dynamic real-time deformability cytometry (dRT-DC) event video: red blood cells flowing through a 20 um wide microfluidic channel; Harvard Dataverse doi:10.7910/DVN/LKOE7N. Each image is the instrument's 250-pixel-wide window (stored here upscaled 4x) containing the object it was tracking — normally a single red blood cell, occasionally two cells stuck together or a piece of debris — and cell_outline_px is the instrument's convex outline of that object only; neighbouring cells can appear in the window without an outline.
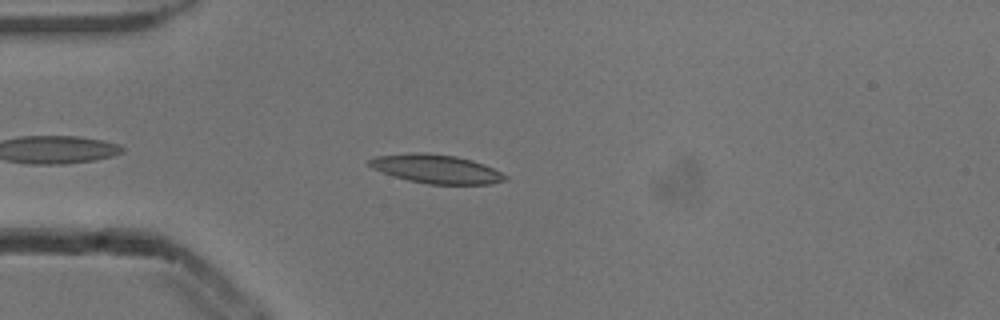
{"species": "common noctule bat (a hibernating species)", "species_latin": "Nyctalus noctula", "temperature_condition": "cold", "stored_images_in_passage": 33, "camera_frame_rate_fps": 3000, "um_per_image_px": 0.085, "animal": {"sex": "male", "body_mass_g": 13.3}, "frame": {"image": 1, "passage_image": 5, "time_ms": 1.333, "image_size_px": [1000, 320], "cell_outline_px": [[508, 180], [488, 184], [428, 184], [408, 180], [372, 168], [368, 164], [368, 160], [376, 156], [456, 156], [472, 160], [484, 164], [508, 176]], "centroid_in_image_um": [37.2, 14.43], "position_along_channel_um": 47.8, "area_um2": 21.33}}
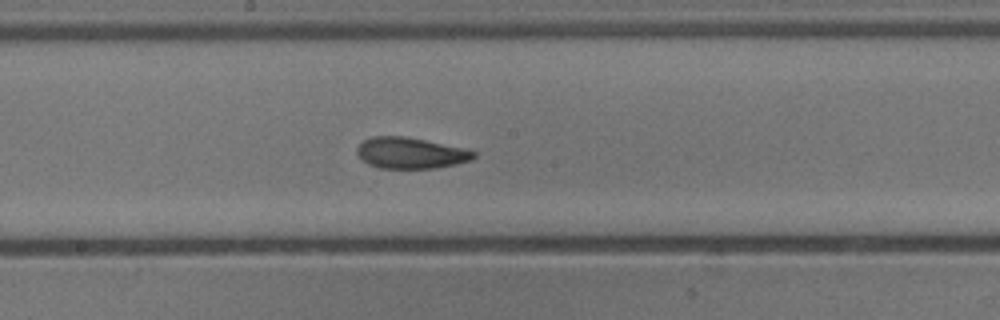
{"frame": {"image": 2, "passage_image": 19, "time_ms": 6.0, "image_size_px": [1000, 320], "cell_outline_px": [[476, 156], [472, 160], [456, 164], [436, 168], [380, 168], [368, 164], [356, 152], [356, 148], [364, 140], [372, 136], [404, 136], [424, 140], [460, 148], [476, 152]], "centroid_in_image_um": [34.88, 13.01], "position_along_channel_um": 213.3, "area_um2": 20.87}}
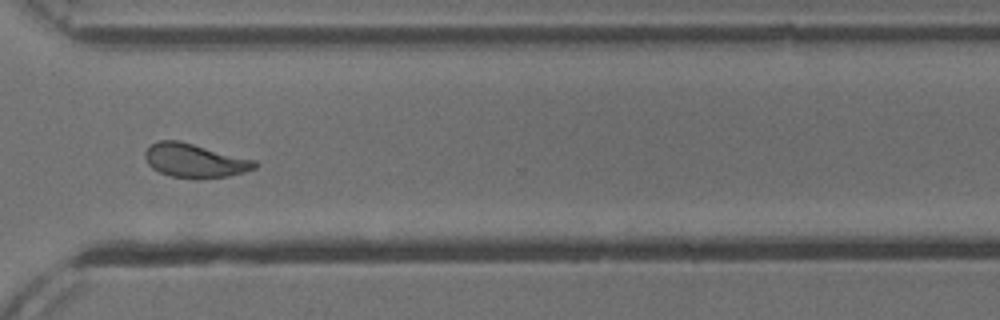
{"frame": {"image": 3, "passage_image": 30, "time_ms": 9.667, "image_size_px": [1000, 320], "cell_outline_px": [[260, 164], [256, 168], [244, 172], [228, 176], [196, 180], [172, 176], [160, 172], [152, 168], [148, 164], [144, 156], [144, 152], [152, 144], [160, 140], [176, 140], [256, 160]], "centroid_in_image_um": [16.57, 13.67], "position_along_channel_um": 354.0, "area_um2": 21.68}, "authors_computed_cell_mechanics": {"area_um2": 21.675, "velocity_mm_per_s": 3.8485, "shape_relaxation_time_tau1_ms": 4.8491, "shape_relaxation_time_tau2_ms": 1.961, "deformation_change_tau1": 0.1373, "deformation_change_tau2": 0.0824}}